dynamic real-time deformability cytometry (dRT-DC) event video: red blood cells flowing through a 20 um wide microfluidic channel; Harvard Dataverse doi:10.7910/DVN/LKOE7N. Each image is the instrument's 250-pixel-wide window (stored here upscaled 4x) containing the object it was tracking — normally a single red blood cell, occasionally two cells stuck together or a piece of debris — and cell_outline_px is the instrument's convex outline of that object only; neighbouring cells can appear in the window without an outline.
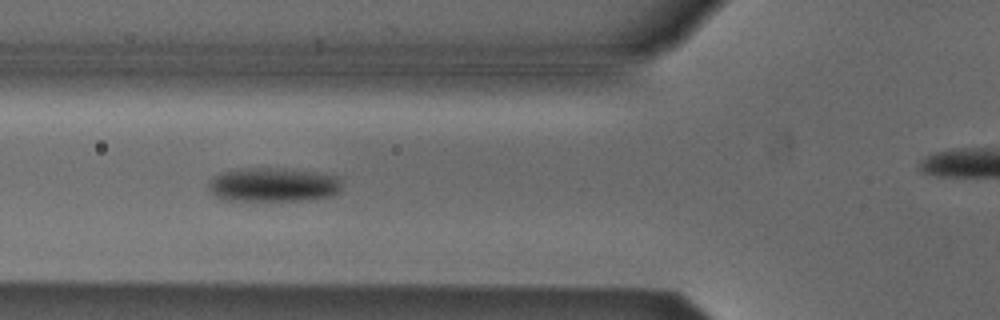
{"species": "Egyptian fruit bat (a non-hibernating species)", "species_latin": "Rousettus aegyptiacus", "temperature_condition": "cold", "stored_images_in_passage": 4, "camera_frame_rate_fps": 3000, "um_per_image_px": 0.085, "animal": {"sex": "male"}, "frame": {"image": 1, "passage_image": 3, "time_ms": 3.0, "image_size_px": [1000, 320], "cell_outline_px": [[340, 188], [332, 196], [304, 200], [224, 200], [216, 196], [208, 188], [212, 180], [216, 176], [224, 172], [244, 168], [268, 168], [312, 172], [336, 176], [340, 180]], "centroid_in_image_um": [23.22, 15.72], "position_along_channel_um": 102.6, "area_um2": 25.72}}
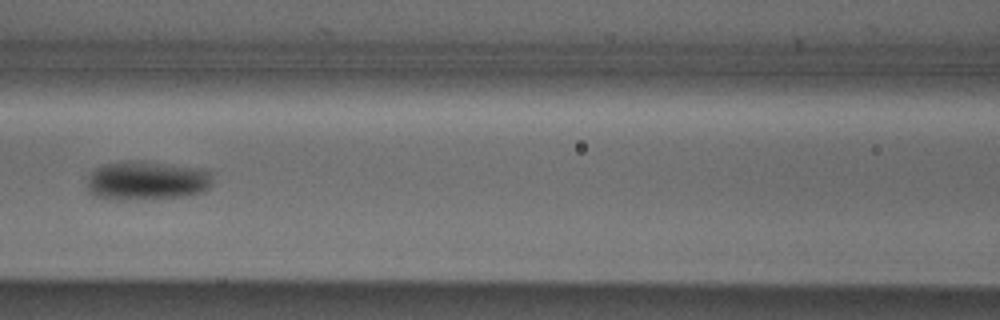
{"frame": {"image": 2, "passage_image": 4, "time_ms": 4.333, "image_size_px": [1000, 320], "cell_outline_px": [[212, 184], [204, 192], [184, 196], [116, 200], [112, 200], [96, 196], [88, 192], [88, 176], [96, 168], [104, 164], [124, 160], [144, 160], [204, 168], [212, 172]], "centroid_in_image_um": [12.51, 15.32], "position_along_channel_um": 154.1, "area_um2": 29.07}}